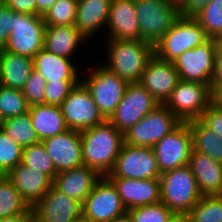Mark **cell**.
<instances>
[{
    "label": "cell",
    "mask_w": 222,
    "mask_h": 222,
    "mask_svg": "<svg viewBox=\"0 0 222 222\" xmlns=\"http://www.w3.org/2000/svg\"><path fill=\"white\" fill-rule=\"evenodd\" d=\"M12 32V9L4 3L0 5V50L4 49Z\"/></svg>",
    "instance_id": "b9f144b4"
},
{
    "label": "cell",
    "mask_w": 222,
    "mask_h": 222,
    "mask_svg": "<svg viewBox=\"0 0 222 222\" xmlns=\"http://www.w3.org/2000/svg\"><path fill=\"white\" fill-rule=\"evenodd\" d=\"M2 131L23 148L41 142L33 127L29 113L6 119Z\"/></svg>",
    "instance_id": "f546056e"
},
{
    "label": "cell",
    "mask_w": 222,
    "mask_h": 222,
    "mask_svg": "<svg viewBox=\"0 0 222 222\" xmlns=\"http://www.w3.org/2000/svg\"><path fill=\"white\" fill-rule=\"evenodd\" d=\"M112 0H78L75 27L88 40L107 26Z\"/></svg>",
    "instance_id": "d4e9b609"
},
{
    "label": "cell",
    "mask_w": 222,
    "mask_h": 222,
    "mask_svg": "<svg viewBox=\"0 0 222 222\" xmlns=\"http://www.w3.org/2000/svg\"><path fill=\"white\" fill-rule=\"evenodd\" d=\"M5 119L3 118L1 112H0V130H2L3 125H4Z\"/></svg>",
    "instance_id": "f5cc1de1"
},
{
    "label": "cell",
    "mask_w": 222,
    "mask_h": 222,
    "mask_svg": "<svg viewBox=\"0 0 222 222\" xmlns=\"http://www.w3.org/2000/svg\"><path fill=\"white\" fill-rule=\"evenodd\" d=\"M179 80V74L172 62L163 61L153 55L147 61L139 83L159 104H164Z\"/></svg>",
    "instance_id": "ac0fdd59"
},
{
    "label": "cell",
    "mask_w": 222,
    "mask_h": 222,
    "mask_svg": "<svg viewBox=\"0 0 222 222\" xmlns=\"http://www.w3.org/2000/svg\"><path fill=\"white\" fill-rule=\"evenodd\" d=\"M158 105L140 83H129L123 98L107 120L124 134Z\"/></svg>",
    "instance_id": "8fae6325"
},
{
    "label": "cell",
    "mask_w": 222,
    "mask_h": 222,
    "mask_svg": "<svg viewBox=\"0 0 222 222\" xmlns=\"http://www.w3.org/2000/svg\"><path fill=\"white\" fill-rule=\"evenodd\" d=\"M29 107L22 90L0 85V112L5 120L28 113Z\"/></svg>",
    "instance_id": "e575fe53"
},
{
    "label": "cell",
    "mask_w": 222,
    "mask_h": 222,
    "mask_svg": "<svg viewBox=\"0 0 222 222\" xmlns=\"http://www.w3.org/2000/svg\"><path fill=\"white\" fill-rule=\"evenodd\" d=\"M7 178V174L0 168V183Z\"/></svg>",
    "instance_id": "816d5d0a"
},
{
    "label": "cell",
    "mask_w": 222,
    "mask_h": 222,
    "mask_svg": "<svg viewBox=\"0 0 222 222\" xmlns=\"http://www.w3.org/2000/svg\"><path fill=\"white\" fill-rule=\"evenodd\" d=\"M46 24L42 15L14 12L12 32L3 50L33 58L44 49Z\"/></svg>",
    "instance_id": "8992f818"
},
{
    "label": "cell",
    "mask_w": 222,
    "mask_h": 222,
    "mask_svg": "<svg viewBox=\"0 0 222 222\" xmlns=\"http://www.w3.org/2000/svg\"><path fill=\"white\" fill-rule=\"evenodd\" d=\"M213 102L212 89L204 83L179 80L164 105L181 121L197 120Z\"/></svg>",
    "instance_id": "ba28073f"
},
{
    "label": "cell",
    "mask_w": 222,
    "mask_h": 222,
    "mask_svg": "<svg viewBox=\"0 0 222 222\" xmlns=\"http://www.w3.org/2000/svg\"><path fill=\"white\" fill-rule=\"evenodd\" d=\"M32 212L33 222H73L82 217V204L52 185Z\"/></svg>",
    "instance_id": "2e32d148"
},
{
    "label": "cell",
    "mask_w": 222,
    "mask_h": 222,
    "mask_svg": "<svg viewBox=\"0 0 222 222\" xmlns=\"http://www.w3.org/2000/svg\"><path fill=\"white\" fill-rule=\"evenodd\" d=\"M213 102L222 108V83L217 84L213 89Z\"/></svg>",
    "instance_id": "c3c4849f"
},
{
    "label": "cell",
    "mask_w": 222,
    "mask_h": 222,
    "mask_svg": "<svg viewBox=\"0 0 222 222\" xmlns=\"http://www.w3.org/2000/svg\"><path fill=\"white\" fill-rule=\"evenodd\" d=\"M21 163L32 170L48 175L52 180L57 175L52 159L42 142L24 147Z\"/></svg>",
    "instance_id": "d6a6232c"
},
{
    "label": "cell",
    "mask_w": 222,
    "mask_h": 222,
    "mask_svg": "<svg viewBox=\"0 0 222 222\" xmlns=\"http://www.w3.org/2000/svg\"><path fill=\"white\" fill-rule=\"evenodd\" d=\"M101 178L95 170L82 165L57 173L52 185L58 191L83 204Z\"/></svg>",
    "instance_id": "44dd1931"
},
{
    "label": "cell",
    "mask_w": 222,
    "mask_h": 222,
    "mask_svg": "<svg viewBox=\"0 0 222 222\" xmlns=\"http://www.w3.org/2000/svg\"><path fill=\"white\" fill-rule=\"evenodd\" d=\"M133 222H167L174 213L161 201L127 210Z\"/></svg>",
    "instance_id": "74e56055"
},
{
    "label": "cell",
    "mask_w": 222,
    "mask_h": 222,
    "mask_svg": "<svg viewBox=\"0 0 222 222\" xmlns=\"http://www.w3.org/2000/svg\"><path fill=\"white\" fill-rule=\"evenodd\" d=\"M33 213L21 194L8 179L0 183V219L14 215Z\"/></svg>",
    "instance_id": "4dcf8cb0"
},
{
    "label": "cell",
    "mask_w": 222,
    "mask_h": 222,
    "mask_svg": "<svg viewBox=\"0 0 222 222\" xmlns=\"http://www.w3.org/2000/svg\"><path fill=\"white\" fill-rule=\"evenodd\" d=\"M86 40L75 25L46 26L44 49L72 59L79 44L82 45Z\"/></svg>",
    "instance_id": "4316f807"
},
{
    "label": "cell",
    "mask_w": 222,
    "mask_h": 222,
    "mask_svg": "<svg viewBox=\"0 0 222 222\" xmlns=\"http://www.w3.org/2000/svg\"><path fill=\"white\" fill-rule=\"evenodd\" d=\"M198 120L222 138V108L212 102Z\"/></svg>",
    "instance_id": "60d3db41"
},
{
    "label": "cell",
    "mask_w": 222,
    "mask_h": 222,
    "mask_svg": "<svg viewBox=\"0 0 222 222\" xmlns=\"http://www.w3.org/2000/svg\"><path fill=\"white\" fill-rule=\"evenodd\" d=\"M80 134L83 165L95 170L101 177H106L114 168L124 143V134L108 120Z\"/></svg>",
    "instance_id": "6da1fadb"
},
{
    "label": "cell",
    "mask_w": 222,
    "mask_h": 222,
    "mask_svg": "<svg viewBox=\"0 0 222 222\" xmlns=\"http://www.w3.org/2000/svg\"><path fill=\"white\" fill-rule=\"evenodd\" d=\"M107 28L109 39L141 40L134 0H112Z\"/></svg>",
    "instance_id": "7402d4cb"
},
{
    "label": "cell",
    "mask_w": 222,
    "mask_h": 222,
    "mask_svg": "<svg viewBox=\"0 0 222 222\" xmlns=\"http://www.w3.org/2000/svg\"><path fill=\"white\" fill-rule=\"evenodd\" d=\"M167 222H188L186 215L174 214Z\"/></svg>",
    "instance_id": "f907efd6"
},
{
    "label": "cell",
    "mask_w": 222,
    "mask_h": 222,
    "mask_svg": "<svg viewBox=\"0 0 222 222\" xmlns=\"http://www.w3.org/2000/svg\"><path fill=\"white\" fill-rule=\"evenodd\" d=\"M14 12L37 15V0H3Z\"/></svg>",
    "instance_id": "ee69618b"
},
{
    "label": "cell",
    "mask_w": 222,
    "mask_h": 222,
    "mask_svg": "<svg viewBox=\"0 0 222 222\" xmlns=\"http://www.w3.org/2000/svg\"><path fill=\"white\" fill-rule=\"evenodd\" d=\"M34 69L47 82H80L79 71L70 59L40 50L33 57Z\"/></svg>",
    "instance_id": "cb8c5ba5"
},
{
    "label": "cell",
    "mask_w": 222,
    "mask_h": 222,
    "mask_svg": "<svg viewBox=\"0 0 222 222\" xmlns=\"http://www.w3.org/2000/svg\"><path fill=\"white\" fill-rule=\"evenodd\" d=\"M152 148L161 174L188 165L192 151L188 122H181Z\"/></svg>",
    "instance_id": "5bb4252c"
},
{
    "label": "cell",
    "mask_w": 222,
    "mask_h": 222,
    "mask_svg": "<svg viewBox=\"0 0 222 222\" xmlns=\"http://www.w3.org/2000/svg\"><path fill=\"white\" fill-rule=\"evenodd\" d=\"M192 136V150L222 162V138L205 127L198 119L188 122Z\"/></svg>",
    "instance_id": "f1b7e54d"
},
{
    "label": "cell",
    "mask_w": 222,
    "mask_h": 222,
    "mask_svg": "<svg viewBox=\"0 0 222 222\" xmlns=\"http://www.w3.org/2000/svg\"><path fill=\"white\" fill-rule=\"evenodd\" d=\"M218 48V39L209 38L198 47L186 50L178 56L172 63L179 78L204 83L212 89L215 54Z\"/></svg>",
    "instance_id": "30bf717a"
},
{
    "label": "cell",
    "mask_w": 222,
    "mask_h": 222,
    "mask_svg": "<svg viewBox=\"0 0 222 222\" xmlns=\"http://www.w3.org/2000/svg\"><path fill=\"white\" fill-rule=\"evenodd\" d=\"M111 222H133V220H132L130 214L128 212H126L125 214L114 218Z\"/></svg>",
    "instance_id": "681fc988"
},
{
    "label": "cell",
    "mask_w": 222,
    "mask_h": 222,
    "mask_svg": "<svg viewBox=\"0 0 222 222\" xmlns=\"http://www.w3.org/2000/svg\"><path fill=\"white\" fill-rule=\"evenodd\" d=\"M180 123L164 104H160L124 133V143L152 148Z\"/></svg>",
    "instance_id": "9c48e42d"
},
{
    "label": "cell",
    "mask_w": 222,
    "mask_h": 222,
    "mask_svg": "<svg viewBox=\"0 0 222 222\" xmlns=\"http://www.w3.org/2000/svg\"><path fill=\"white\" fill-rule=\"evenodd\" d=\"M116 188L127 210L161 201L159 179L107 178Z\"/></svg>",
    "instance_id": "d6986e66"
},
{
    "label": "cell",
    "mask_w": 222,
    "mask_h": 222,
    "mask_svg": "<svg viewBox=\"0 0 222 222\" xmlns=\"http://www.w3.org/2000/svg\"><path fill=\"white\" fill-rule=\"evenodd\" d=\"M60 107L65 123L71 130L81 132L106 120L81 81L70 91Z\"/></svg>",
    "instance_id": "4fadbf2b"
},
{
    "label": "cell",
    "mask_w": 222,
    "mask_h": 222,
    "mask_svg": "<svg viewBox=\"0 0 222 222\" xmlns=\"http://www.w3.org/2000/svg\"><path fill=\"white\" fill-rule=\"evenodd\" d=\"M222 83V50L218 48L215 54L214 73L212 76V89Z\"/></svg>",
    "instance_id": "f6af8a7d"
},
{
    "label": "cell",
    "mask_w": 222,
    "mask_h": 222,
    "mask_svg": "<svg viewBox=\"0 0 222 222\" xmlns=\"http://www.w3.org/2000/svg\"><path fill=\"white\" fill-rule=\"evenodd\" d=\"M7 178L30 208H33L47 194L53 183L48 175L32 170L22 163L15 166L7 174Z\"/></svg>",
    "instance_id": "ffe728a7"
},
{
    "label": "cell",
    "mask_w": 222,
    "mask_h": 222,
    "mask_svg": "<svg viewBox=\"0 0 222 222\" xmlns=\"http://www.w3.org/2000/svg\"><path fill=\"white\" fill-rule=\"evenodd\" d=\"M141 40L153 46L177 20L179 5L174 0H134Z\"/></svg>",
    "instance_id": "5b68a950"
},
{
    "label": "cell",
    "mask_w": 222,
    "mask_h": 222,
    "mask_svg": "<svg viewBox=\"0 0 222 222\" xmlns=\"http://www.w3.org/2000/svg\"><path fill=\"white\" fill-rule=\"evenodd\" d=\"M47 81L37 71L33 70L28 81L25 83L22 93L29 106L45 104V86Z\"/></svg>",
    "instance_id": "f35d334b"
},
{
    "label": "cell",
    "mask_w": 222,
    "mask_h": 222,
    "mask_svg": "<svg viewBox=\"0 0 222 222\" xmlns=\"http://www.w3.org/2000/svg\"><path fill=\"white\" fill-rule=\"evenodd\" d=\"M28 113L40 141L68 130L59 106L48 104L32 105L29 107Z\"/></svg>",
    "instance_id": "83f0119b"
},
{
    "label": "cell",
    "mask_w": 222,
    "mask_h": 222,
    "mask_svg": "<svg viewBox=\"0 0 222 222\" xmlns=\"http://www.w3.org/2000/svg\"><path fill=\"white\" fill-rule=\"evenodd\" d=\"M159 180L161 202L174 214L187 215L202 197L188 165L162 173Z\"/></svg>",
    "instance_id": "3957f363"
},
{
    "label": "cell",
    "mask_w": 222,
    "mask_h": 222,
    "mask_svg": "<svg viewBox=\"0 0 222 222\" xmlns=\"http://www.w3.org/2000/svg\"><path fill=\"white\" fill-rule=\"evenodd\" d=\"M0 222H33V213H24L6 218H1Z\"/></svg>",
    "instance_id": "bcb514c9"
},
{
    "label": "cell",
    "mask_w": 222,
    "mask_h": 222,
    "mask_svg": "<svg viewBox=\"0 0 222 222\" xmlns=\"http://www.w3.org/2000/svg\"><path fill=\"white\" fill-rule=\"evenodd\" d=\"M186 216L188 222H222V195L202 196Z\"/></svg>",
    "instance_id": "1f68e13d"
},
{
    "label": "cell",
    "mask_w": 222,
    "mask_h": 222,
    "mask_svg": "<svg viewBox=\"0 0 222 222\" xmlns=\"http://www.w3.org/2000/svg\"><path fill=\"white\" fill-rule=\"evenodd\" d=\"M55 2L56 0H37V15L43 16Z\"/></svg>",
    "instance_id": "7dc6e473"
},
{
    "label": "cell",
    "mask_w": 222,
    "mask_h": 222,
    "mask_svg": "<svg viewBox=\"0 0 222 222\" xmlns=\"http://www.w3.org/2000/svg\"><path fill=\"white\" fill-rule=\"evenodd\" d=\"M194 18L209 38H222V0H211Z\"/></svg>",
    "instance_id": "836d02e7"
},
{
    "label": "cell",
    "mask_w": 222,
    "mask_h": 222,
    "mask_svg": "<svg viewBox=\"0 0 222 222\" xmlns=\"http://www.w3.org/2000/svg\"><path fill=\"white\" fill-rule=\"evenodd\" d=\"M108 64L104 67L128 83H139L147 61L154 55L147 41L108 39Z\"/></svg>",
    "instance_id": "7a4b0ae2"
},
{
    "label": "cell",
    "mask_w": 222,
    "mask_h": 222,
    "mask_svg": "<svg viewBox=\"0 0 222 222\" xmlns=\"http://www.w3.org/2000/svg\"><path fill=\"white\" fill-rule=\"evenodd\" d=\"M211 0H181L179 5V15L194 17L200 12Z\"/></svg>",
    "instance_id": "7bdbcfd3"
},
{
    "label": "cell",
    "mask_w": 222,
    "mask_h": 222,
    "mask_svg": "<svg viewBox=\"0 0 222 222\" xmlns=\"http://www.w3.org/2000/svg\"><path fill=\"white\" fill-rule=\"evenodd\" d=\"M23 147L0 130V168L8 174L22 162Z\"/></svg>",
    "instance_id": "8d00e7d4"
},
{
    "label": "cell",
    "mask_w": 222,
    "mask_h": 222,
    "mask_svg": "<svg viewBox=\"0 0 222 222\" xmlns=\"http://www.w3.org/2000/svg\"><path fill=\"white\" fill-rule=\"evenodd\" d=\"M160 175L153 148L123 143L114 168L106 178L159 179Z\"/></svg>",
    "instance_id": "7c38bea8"
},
{
    "label": "cell",
    "mask_w": 222,
    "mask_h": 222,
    "mask_svg": "<svg viewBox=\"0 0 222 222\" xmlns=\"http://www.w3.org/2000/svg\"><path fill=\"white\" fill-rule=\"evenodd\" d=\"M219 48L222 50V38L218 39Z\"/></svg>",
    "instance_id": "db71d44e"
},
{
    "label": "cell",
    "mask_w": 222,
    "mask_h": 222,
    "mask_svg": "<svg viewBox=\"0 0 222 222\" xmlns=\"http://www.w3.org/2000/svg\"><path fill=\"white\" fill-rule=\"evenodd\" d=\"M77 2L78 0H56L43 15L46 26L74 25Z\"/></svg>",
    "instance_id": "d590c367"
},
{
    "label": "cell",
    "mask_w": 222,
    "mask_h": 222,
    "mask_svg": "<svg viewBox=\"0 0 222 222\" xmlns=\"http://www.w3.org/2000/svg\"><path fill=\"white\" fill-rule=\"evenodd\" d=\"M73 222H86V221L83 219V217H81V218H79V219H77V220H75Z\"/></svg>",
    "instance_id": "11a10c76"
},
{
    "label": "cell",
    "mask_w": 222,
    "mask_h": 222,
    "mask_svg": "<svg viewBox=\"0 0 222 222\" xmlns=\"http://www.w3.org/2000/svg\"><path fill=\"white\" fill-rule=\"evenodd\" d=\"M87 71L89 76L80 80L90 91L99 112L107 120L123 98L129 83L104 65L89 68Z\"/></svg>",
    "instance_id": "52a82bcc"
},
{
    "label": "cell",
    "mask_w": 222,
    "mask_h": 222,
    "mask_svg": "<svg viewBox=\"0 0 222 222\" xmlns=\"http://www.w3.org/2000/svg\"><path fill=\"white\" fill-rule=\"evenodd\" d=\"M33 70V58L0 50L1 86L22 90Z\"/></svg>",
    "instance_id": "484cf974"
},
{
    "label": "cell",
    "mask_w": 222,
    "mask_h": 222,
    "mask_svg": "<svg viewBox=\"0 0 222 222\" xmlns=\"http://www.w3.org/2000/svg\"><path fill=\"white\" fill-rule=\"evenodd\" d=\"M209 39L194 17L179 16L170 30L153 46L154 55L173 62L186 50L193 49Z\"/></svg>",
    "instance_id": "277c9868"
},
{
    "label": "cell",
    "mask_w": 222,
    "mask_h": 222,
    "mask_svg": "<svg viewBox=\"0 0 222 222\" xmlns=\"http://www.w3.org/2000/svg\"><path fill=\"white\" fill-rule=\"evenodd\" d=\"M41 142L57 173L83 165L80 131L68 129Z\"/></svg>",
    "instance_id": "e0dca14e"
},
{
    "label": "cell",
    "mask_w": 222,
    "mask_h": 222,
    "mask_svg": "<svg viewBox=\"0 0 222 222\" xmlns=\"http://www.w3.org/2000/svg\"><path fill=\"white\" fill-rule=\"evenodd\" d=\"M79 82H47L45 86V104L61 106L70 91Z\"/></svg>",
    "instance_id": "ab89813d"
},
{
    "label": "cell",
    "mask_w": 222,
    "mask_h": 222,
    "mask_svg": "<svg viewBox=\"0 0 222 222\" xmlns=\"http://www.w3.org/2000/svg\"><path fill=\"white\" fill-rule=\"evenodd\" d=\"M188 166L202 196L222 195V162L192 150Z\"/></svg>",
    "instance_id": "603a6c76"
},
{
    "label": "cell",
    "mask_w": 222,
    "mask_h": 222,
    "mask_svg": "<svg viewBox=\"0 0 222 222\" xmlns=\"http://www.w3.org/2000/svg\"><path fill=\"white\" fill-rule=\"evenodd\" d=\"M126 212L116 188L106 177L95 184L82 204V217L86 222H111Z\"/></svg>",
    "instance_id": "9a60e30c"
}]
</instances>
